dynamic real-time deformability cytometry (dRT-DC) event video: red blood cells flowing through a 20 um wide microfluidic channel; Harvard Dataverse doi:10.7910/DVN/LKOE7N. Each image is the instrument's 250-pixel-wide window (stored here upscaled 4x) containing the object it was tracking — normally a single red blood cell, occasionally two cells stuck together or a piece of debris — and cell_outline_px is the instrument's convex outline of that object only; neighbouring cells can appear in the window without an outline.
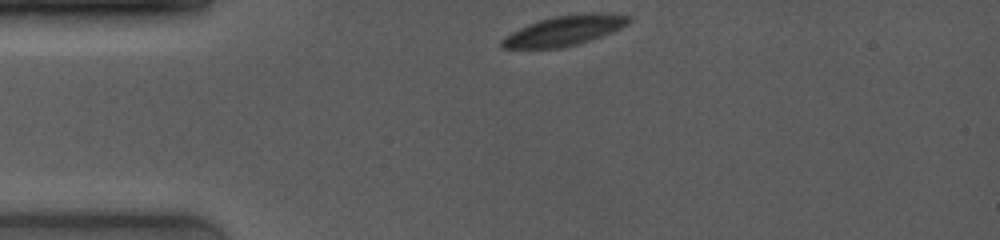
{"species": "common noctule bat (a hibernating species)", "species_latin": "Nyctalus noctula", "temperature_condition": "room temperature", "stored_images_in_passage": 64, "camera_frame_rate_fps": 4000, "um_per_image_px": 0.085, "animal": {"sex": "female", "body_mass_g": 19.0, "forearm_length_mm": 53.3}, "frame": {"image": 1, "passage_image": 1, "time_ms": 0.0, "image_size_px": [1000, 240], "cell_outline_px": [[632, 20], [628, 24], [612, 32], [576, 44], [560, 48], [500, 48], [500, 40], [504, 36], [528, 24], [552, 16], [592, 12], [596, 12], [632, 16]], "centroid_in_image_um": [47.96, 2.59], "position_along_channel_um": 37.0, "area_um2": 22.08}}
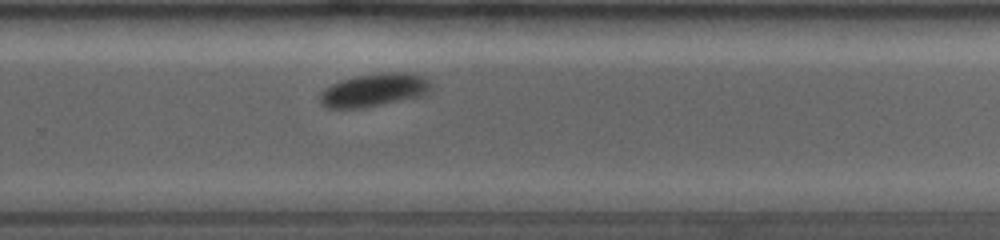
{"frame": {"image": 2, "passage_image": 57, "time_ms": 7.5, "image_size_px": [1000, 240], "cell_outline_px": [[432, 88], [428, 96], [364, 108], [328, 108], [320, 104], [320, 92], [332, 84], [340, 80], [356, 76], [380, 72], [412, 72], [424, 76], [432, 80]], "centroid_in_image_um": [31.91, 7.65], "position_along_channel_um": 297.9, "area_um2": 22.25}}
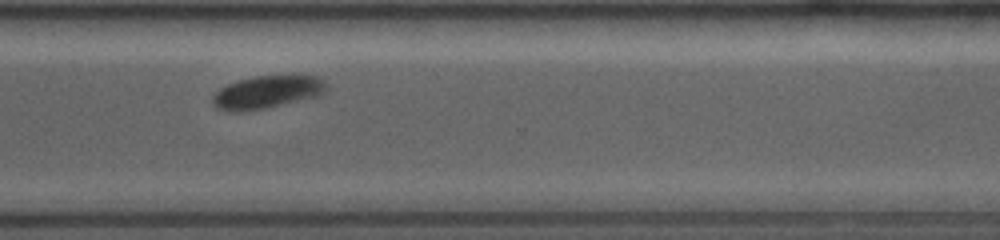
{"frame": {"image": 3, "passage_image": 63, "time_ms": 8.75, "image_size_px": [1000, 240], "cell_outline_px": [[328, 88], [320, 96], [264, 108], [240, 112], [216, 108], [212, 104], [212, 96], [220, 88], [228, 84], [240, 80], [256, 76], [316, 76], [324, 80], [328, 84]], "centroid_in_image_um": [22.72, 7.83], "position_along_channel_um": 347.9, "area_um2": 21.56}}